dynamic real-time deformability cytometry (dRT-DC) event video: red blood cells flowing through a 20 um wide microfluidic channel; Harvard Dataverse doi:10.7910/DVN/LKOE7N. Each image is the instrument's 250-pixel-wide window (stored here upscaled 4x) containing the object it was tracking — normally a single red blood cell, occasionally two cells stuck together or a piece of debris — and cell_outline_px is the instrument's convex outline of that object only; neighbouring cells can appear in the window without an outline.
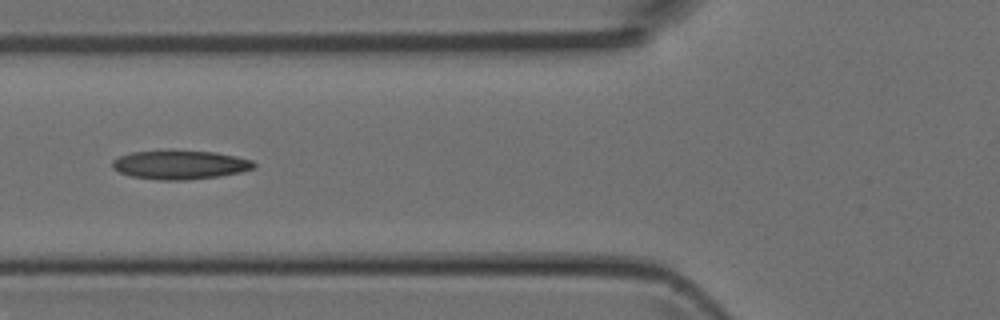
{"species": "Egyptian fruit bat (a non-hibernating species)", "species_latin": "Rousettus aegyptiacus", "temperature_condition": "room temperature", "stored_images_in_passage": 3, "camera_frame_rate_fps": 3000, "um_per_image_px": 0.085, "animal": {"sex": "female"}, "frame": {"image": 1, "passage_image": 3, "time_ms": 0.667, "image_size_px": [1000, 320], "cell_outline_px": [[256, 168], [240, 172], [220, 176], [188, 180], [160, 180], [132, 176], [120, 172], [112, 168], [112, 160], [120, 156], [132, 152], [168, 148], [216, 152], [236, 156], [252, 160], [256, 164]], "centroid_in_image_um": [15.31, 13.97], "position_along_channel_um": 110.5, "area_um2": 24.57}}